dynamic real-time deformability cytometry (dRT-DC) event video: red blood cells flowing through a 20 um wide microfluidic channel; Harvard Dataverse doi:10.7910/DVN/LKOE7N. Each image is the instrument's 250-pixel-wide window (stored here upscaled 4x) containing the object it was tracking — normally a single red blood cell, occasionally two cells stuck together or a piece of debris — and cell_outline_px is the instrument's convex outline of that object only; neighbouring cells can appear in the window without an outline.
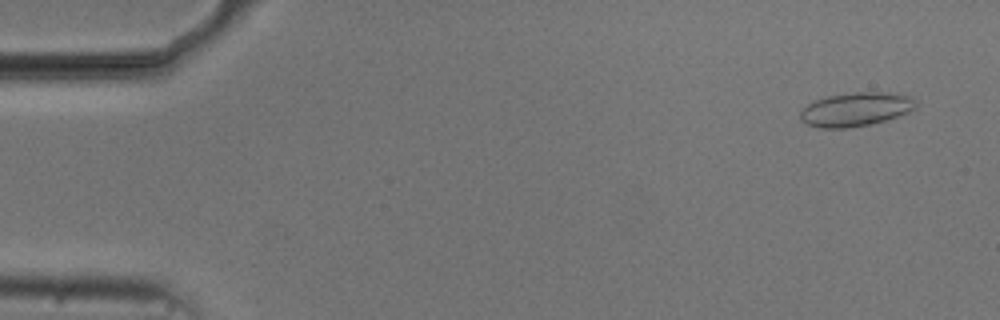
{"species": "common noctule bat (a hibernating species)", "species_latin": "Nyctalus noctula", "temperature_condition": "cold", "stored_images_in_passage": 54, "camera_frame_rate_fps": 3000, "um_per_image_px": 0.085, "animal": {"sex": "male", "body_mass_g": 20.5, "forearm_length_mm": 52.5}, "frame": {"image": 1, "passage_image": 3, "time_ms": 0.667, "image_size_px": [1000, 320], "cell_outline_px": [[916, 108], [908, 112], [888, 120], [872, 124], [848, 128], [820, 128], [808, 124], [800, 120], [800, 112], [808, 104], [816, 100], [828, 96], [856, 92], [888, 92], [912, 96], [916, 100]], "centroid_in_image_um": [72.78, 9.3], "position_along_channel_um": 12.2, "area_um2": 22.89}}
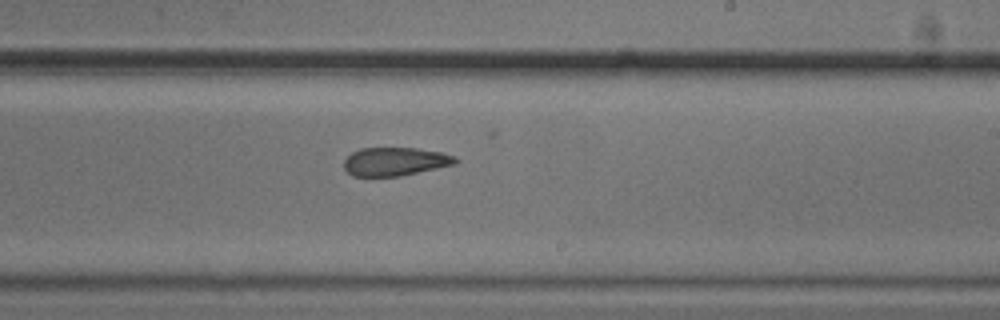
{"frame": {"image": 2, "passage_image": 32, "time_ms": 10.333, "image_size_px": [1000, 320], "cell_outline_px": [[460, 160], [456, 164], [400, 176], [352, 176], [344, 168], [344, 160], [352, 152], [360, 148], [416, 148], [440, 152], [456, 156]], "centroid_in_image_um": [33.6, 13.73], "position_along_channel_um": 255.4, "area_um2": 18.5}}
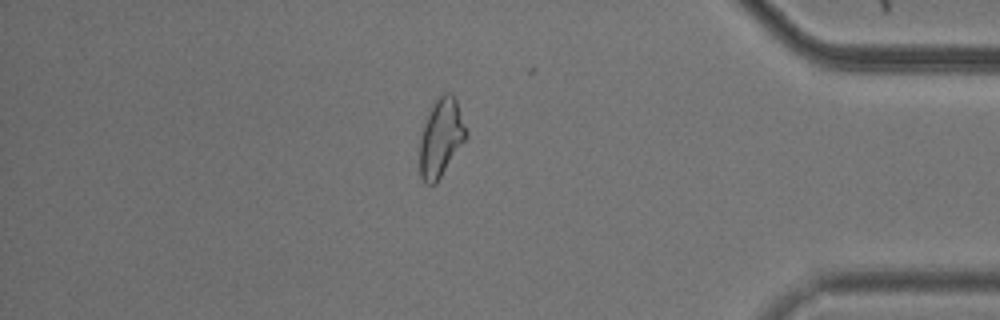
{"frame": {"image": 3, "passage_image": 46, "time_ms": 15.0, "image_size_px": [1000, 320], "cell_outline_px": [[468, 136], [436, 184], [424, 184], [420, 176], [420, 136], [424, 124], [432, 104], [444, 92], [452, 92], [456, 100], [468, 128]], "centroid_in_image_um": [37.5, 11.7], "position_along_channel_um": 397.7, "area_um2": 21.33}, "authors_computed_cell_mechanics": {"area_um2": 21.4438, "velocity_mm_per_s": 3.7304, "shape_relaxation_time_tau1_ms": 0.6459, "shape_relaxation_time_tau2_ms": null, "deformation_change_tau1": 0.1202, "deformation_change_tau2": null}}